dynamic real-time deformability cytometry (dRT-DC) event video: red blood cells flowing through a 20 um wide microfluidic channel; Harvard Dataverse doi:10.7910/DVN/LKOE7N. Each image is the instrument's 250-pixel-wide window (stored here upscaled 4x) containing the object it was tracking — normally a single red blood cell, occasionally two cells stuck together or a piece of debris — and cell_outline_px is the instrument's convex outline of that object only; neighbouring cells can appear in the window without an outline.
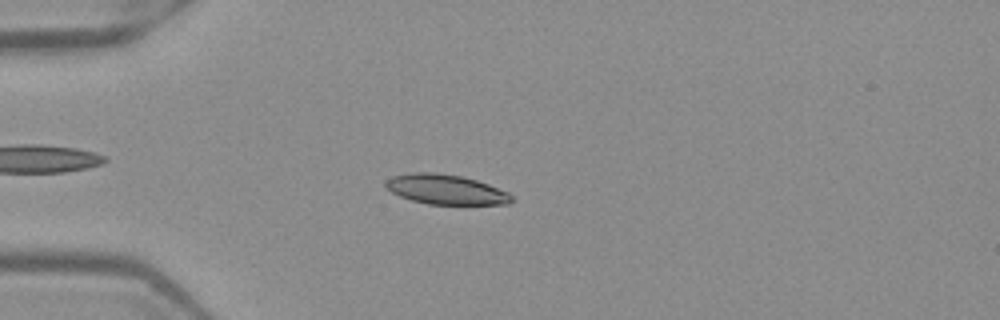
{"species": "Egyptian fruit bat (a non-hibernating species)", "species_latin": "Rousettus aegyptiacus", "temperature_condition": "warm", "stored_images_in_passage": 51, "camera_frame_rate_fps": 3000, "um_per_image_px": 0.085, "frame": {"image": 1, "passage_image": 14, "time_ms": 4.333, "image_size_px": [1000, 320], "cell_outline_px": [[512, 200], [508, 204], [428, 204], [412, 200], [400, 196], [392, 192], [384, 184], [384, 180], [392, 176], [412, 172], [436, 172], [460, 176], [476, 180], [488, 184], [508, 192], [512, 196]], "centroid_in_image_um": [37.86, 16.09], "position_along_channel_um": 47.1, "area_um2": 21.79}}
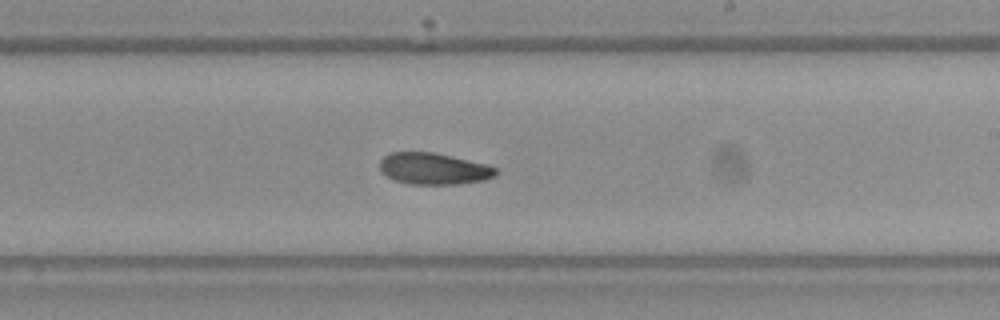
{"frame": {"image": 2, "passage_image": 31, "time_ms": 10.0, "image_size_px": [1000, 320], "cell_outline_px": [[496, 176], [484, 180], [456, 184], [412, 184], [396, 180], [388, 176], [380, 168], [380, 160], [384, 156], [392, 152], [432, 152], [484, 164], [496, 168]], "centroid_in_image_um": [36.85, 14.34], "position_along_channel_um": 252.1, "area_um2": 20.87}}
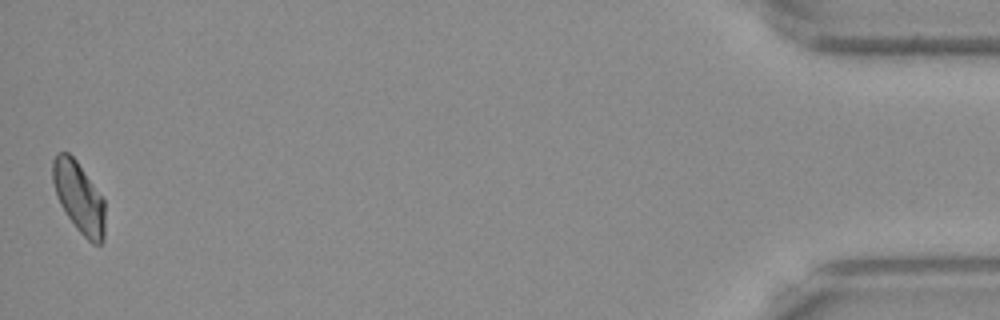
{"frame": {"image": 3, "passage_image": 51, "time_ms": 16.667, "image_size_px": [1000, 320], "cell_outline_px": [[104, 240], [100, 244], [92, 244], [76, 228], [60, 204], [52, 180], [52, 160], [56, 152], [68, 152], [76, 160], [104, 200]], "centroid_in_image_um": [6.69, 16.76], "position_along_channel_um": 428.5, "area_um2": 21.33}, "authors_computed_cell_mechanics": {"area_um2": 21.675, "velocity_mm_per_s": 3.9703, "shape_relaxation_time_tau1_ms": 5.7828, "shape_relaxation_time_tau2_ms": null, "deformation_change_tau1": 0.1321, "deformation_change_tau2": null}}